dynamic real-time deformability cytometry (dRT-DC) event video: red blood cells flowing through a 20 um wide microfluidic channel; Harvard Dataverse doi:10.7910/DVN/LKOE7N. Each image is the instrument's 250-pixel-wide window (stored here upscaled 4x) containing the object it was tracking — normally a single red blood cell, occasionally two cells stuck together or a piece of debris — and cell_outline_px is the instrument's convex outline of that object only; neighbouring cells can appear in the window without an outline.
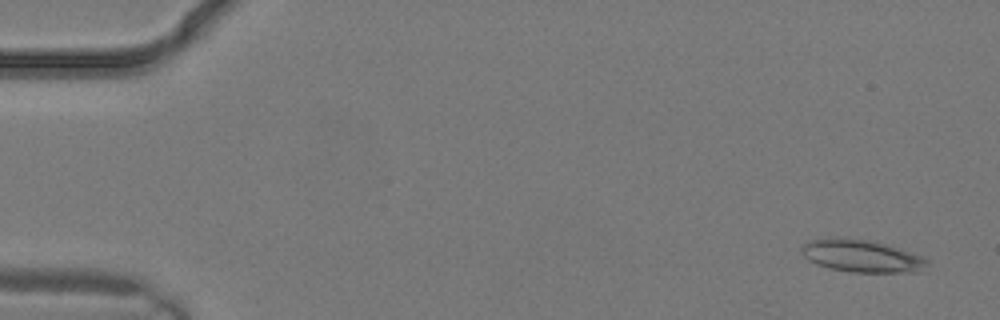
{"species": "common noctule bat (a hibernating species)", "species_latin": "Nyctalus noctula", "temperature_condition": "warm", "stored_images_in_passage": 3, "camera_frame_rate_fps": 3000, "um_per_image_px": 0.085, "animal": {"sex": "male", "body_mass_g": 19.2, "forearm_length_mm": 51.8}, "frame": {"image": 1, "passage_image": 1, "time_ms": 0.0, "image_size_px": [1000, 320], "cell_outline_px": [[928, 264], [920, 272], [848, 272], [816, 264], [808, 260], [800, 252], [800, 248], [804, 244], [812, 240], [868, 240], [884, 244], [920, 256], [928, 260]], "centroid_in_image_um": [73.25, 21.81], "position_along_channel_um": 11.7, "area_um2": 22.77}}